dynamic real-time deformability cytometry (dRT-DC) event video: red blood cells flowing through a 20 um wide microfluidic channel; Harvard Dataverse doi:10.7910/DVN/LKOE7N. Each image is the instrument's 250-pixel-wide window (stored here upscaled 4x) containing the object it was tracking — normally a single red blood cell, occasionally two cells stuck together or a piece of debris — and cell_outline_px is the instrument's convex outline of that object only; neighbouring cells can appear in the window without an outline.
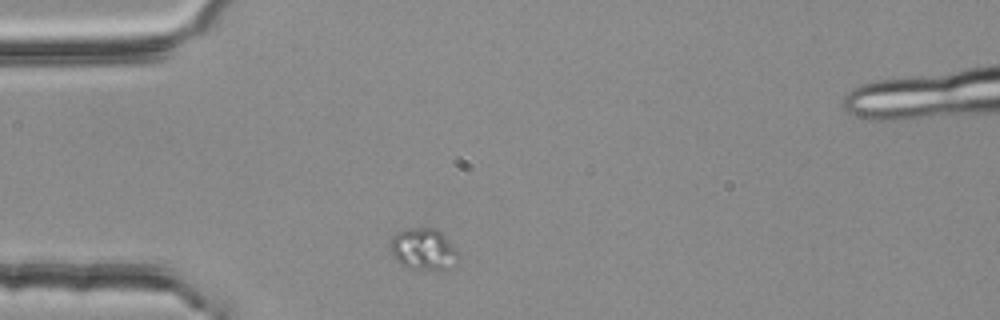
{"species": "common noctule bat (a hibernating species)", "species_latin": "Nyctalus noctula", "temperature_condition": "room temperature", "stored_images_in_passage": 1, "camera_frame_rate_fps": 3000, "um_per_image_px": 0.085, "animal": {"sex": "female", "body_mass_g": 25.1}, "frame": {"image": 1, "passage_image": 1, "time_ms": 0.0, "image_size_px": [1000, 320], "cell_outline_px": [[456, 256], [448, 268], [408, 268], [400, 264], [396, 260], [388, 244], [392, 236], [396, 232], [408, 228], [436, 228], [444, 236], [456, 252]], "centroid_in_image_um": [35.87, 21.13], "position_along_channel_um": 49.1, "area_um2": 15.78}}